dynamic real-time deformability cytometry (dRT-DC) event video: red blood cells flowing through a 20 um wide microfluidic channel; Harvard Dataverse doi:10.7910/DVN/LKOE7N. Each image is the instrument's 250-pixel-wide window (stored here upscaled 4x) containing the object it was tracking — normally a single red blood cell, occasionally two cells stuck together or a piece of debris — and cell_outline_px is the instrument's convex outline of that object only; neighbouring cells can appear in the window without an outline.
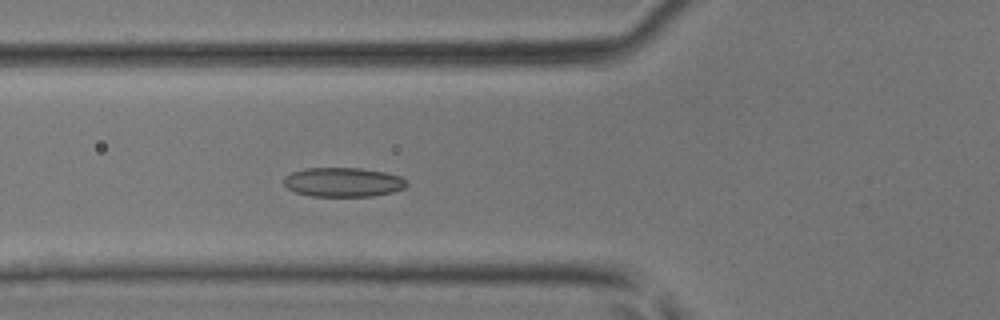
{"species": "common noctule bat (a hibernating species)", "species_latin": "Nyctalus noctula", "temperature_condition": "room temperature", "stored_images_in_passage": 45, "camera_frame_rate_fps": 3000, "um_per_image_px": 0.085, "animal": {"sex": "male", "body_mass_g": 17.9, "forearm_length_mm": 54.2}, "frame": {"image": 1, "passage_image": 17, "time_ms": 5.333, "image_size_px": [1000, 320], "cell_outline_px": [[408, 184], [404, 188], [392, 192], [372, 196], [312, 196], [296, 192], [288, 188], [284, 184], [284, 176], [292, 172], [304, 168], [360, 168], [384, 172], [400, 176]], "centroid_in_image_um": [29.15, 15.48], "position_along_channel_um": 96.7, "area_um2": 20.87}}
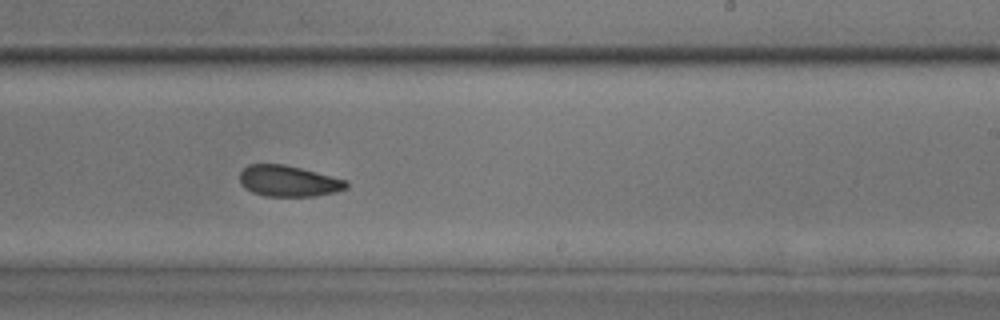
{"frame": {"image": 2, "passage_image": 28, "time_ms": 9.0, "image_size_px": [1000, 320], "cell_outline_px": [[348, 188], [336, 192], [312, 196], [264, 196], [252, 192], [244, 188], [240, 184], [240, 172], [248, 164], [284, 164], [348, 180]], "centroid_in_image_um": [24.51, 15.39], "position_along_channel_um": 264.5, "area_um2": 19.36}}
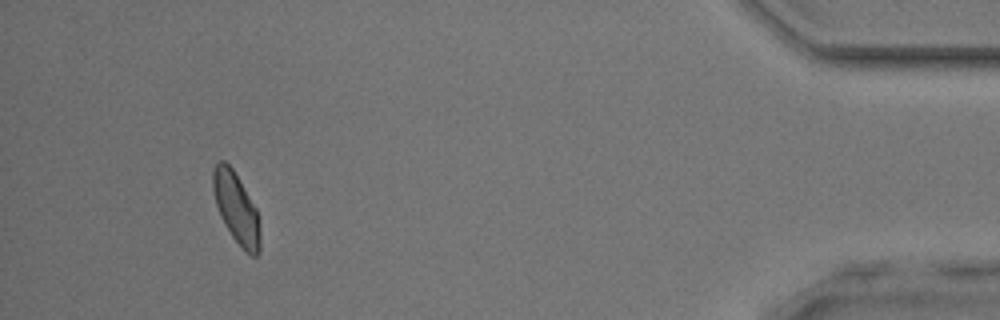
{"frame": {"image": 3, "passage_image": 42, "time_ms": 13.667, "image_size_px": [1000, 320], "cell_outline_px": [[260, 252], [256, 256], [252, 256], [244, 252], [232, 236], [224, 224], [220, 216], [216, 204], [212, 188], [212, 172], [216, 164], [220, 160], [224, 160], [232, 168], [256, 208], [260, 232]], "centroid_in_image_um": [20.07, 17.72], "position_along_channel_um": 415.1, "area_um2": 19.36}}